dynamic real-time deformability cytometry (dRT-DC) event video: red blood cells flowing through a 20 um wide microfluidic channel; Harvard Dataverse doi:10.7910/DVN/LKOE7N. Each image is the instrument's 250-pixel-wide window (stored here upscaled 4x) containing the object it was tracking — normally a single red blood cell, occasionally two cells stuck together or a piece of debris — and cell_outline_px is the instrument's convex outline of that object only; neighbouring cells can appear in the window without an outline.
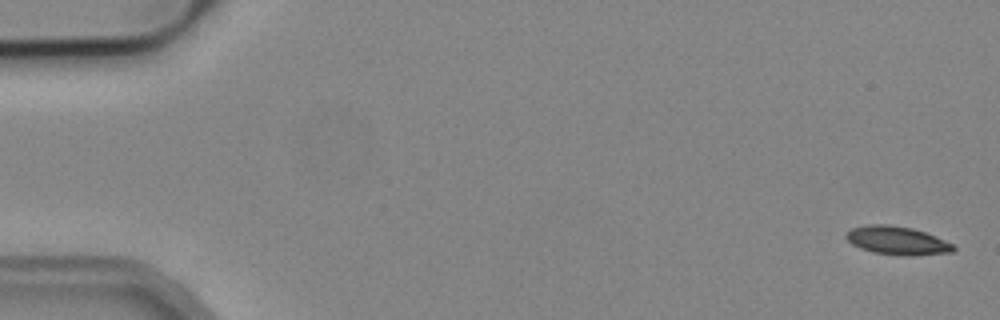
{"species": "common noctule bat (a hibernating species)", "species_latin": "Nyctalus noctula", "temperature_condition": "cold", "stored_images_in_passage": 4, "camera_frame_rate_fps": 3000, "um_per_image_px": 0.085, "animal": {"sex": "male", "body_mass_g": 19.2, "forearm_length_mm": 51.8}, "frame": {"image": 1, "passage_image": 1, "time_ms": 0.0, "image_size_px": [1000, 320], "cell_outline_px": [[956, 248], [952, 252], [904, 256], [872, 252], [860, 248], [852, 244], [844, 236], [852, 228], [868, 224], [888, 224], [912, 228], [936, 236], [952, 244]], "centroid_in_image_um": [76.24, 20.44], "position_along_channel_um": 8.8, "area_um2": 17.63}}
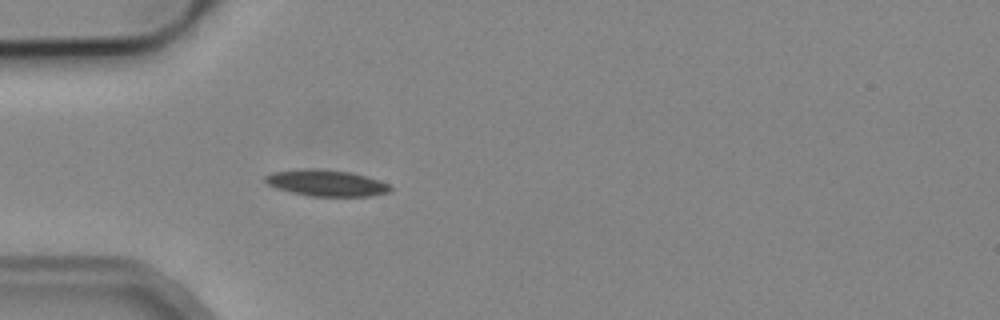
{"frame": {"image": 2, "passage_image": 4, "time_ms": 5.0, "image_size_px": [1000, 320], "cell_outline_px": [[392, 192], [372, 196], [308, 196], [276, 188], [268, 184], [264, 180], [264, 176], [272, 172], [348, 172], [364, 176], [388, 184], [392, 188]], "centroid_in_image_um": [27.81, 15.63], "position_along_channel_um": 57.2, "area_um2": 17.86}}